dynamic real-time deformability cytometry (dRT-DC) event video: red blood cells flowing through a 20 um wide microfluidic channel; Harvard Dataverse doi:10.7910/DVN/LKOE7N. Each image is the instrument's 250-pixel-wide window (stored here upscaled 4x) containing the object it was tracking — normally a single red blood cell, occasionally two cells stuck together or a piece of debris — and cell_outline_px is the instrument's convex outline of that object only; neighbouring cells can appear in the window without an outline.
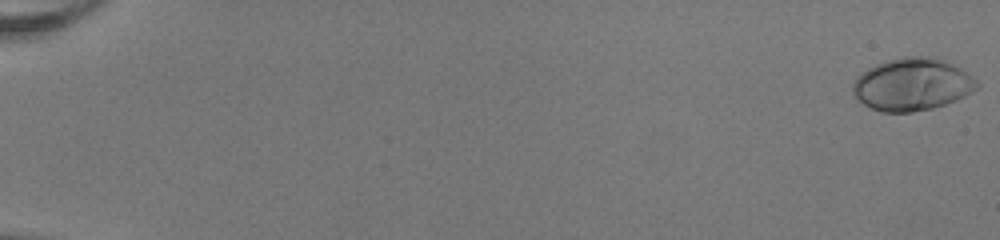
{"species": "human", "species_latin": "Homo sapiens", "temperature_condition": "room temperature", "stored_images_in_passage": 53, "camera_frame_rate_fps": 3000, "um_per_image_px": 0.085, "donor": {"sex": "female"}, "frame": {"image": 1, "passage_image": 1, "time_ms": 0.0, "image_size_px": [1000, 240], "cell_outline_px": [[980, 84], [976, 88], [964, 96], [956, 100], [932, 108], [912, 112], [880, 112], [864, 104], [852, 92], [852, 84], [856, 76], [860, 72], [876, 64], [888, 60], [904, 56], [932, 56], [944, 60], [960, 68], [972, 76]], "centroid_in_image_um": [77.51, 7.16], "position_along_channel_um": 7.5, "area_um2": 37.92}}
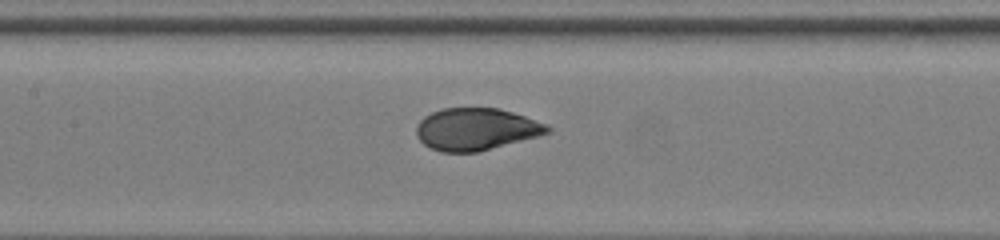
{"frame": {"image": 2, "passage_image": 28, "time_ms": 9.0, "image_size_px": [1000, 240], "cell_outline_px": [[552, 132], [540, 136], [476, 152], [440, 152], [424, 144], [416, 136], [416, 128], [420, 120], [424, 116], [432, 112], [444, 108], [500, 108], [548, 124], [552, 128]], "centroid_in_image_um": [40.49, 10.98], "position_along_channel_um": 166.9, "area_um2": 32.25}}
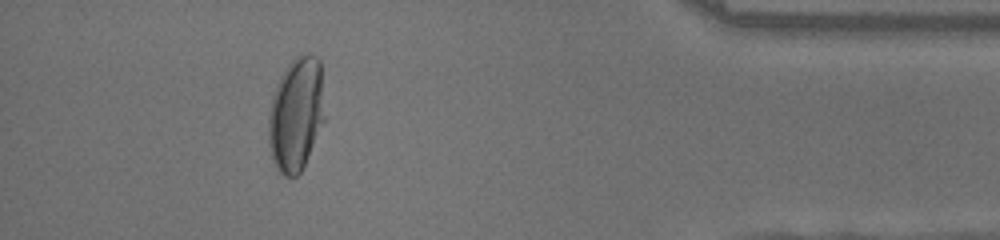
{"frame": {"image": 3, "passage_image": 49, "time_ms": 16.0, "image_size_px": [1000, 240], "cell_outline_px": [[324, 120], [304, 164], [300, 172], [296, 176], [284, 176], [276, 168], [272, 160], [268, 144], [268, 112], [272, 96], [276, 84], [280, 76], [288, 64], [300, 52], [308, 52], [316, 56], [320, 60], [324, 116]], "centroid_in_image_um": [25.13, 9.67], "position_along_channel_um": 410.1, "area_um2": 37.4}, "authors_computed_cell_mechanics": {"area_um2": 33.813, "velocity_mm_per_s": 4.0258, "shape_relaxation_time_tau1_ms": 3.8269, "shape_relaxation_time_tau2_ms": null, "deformation_change_tau1": 0.2101, "deformation_change_tau2": null}}